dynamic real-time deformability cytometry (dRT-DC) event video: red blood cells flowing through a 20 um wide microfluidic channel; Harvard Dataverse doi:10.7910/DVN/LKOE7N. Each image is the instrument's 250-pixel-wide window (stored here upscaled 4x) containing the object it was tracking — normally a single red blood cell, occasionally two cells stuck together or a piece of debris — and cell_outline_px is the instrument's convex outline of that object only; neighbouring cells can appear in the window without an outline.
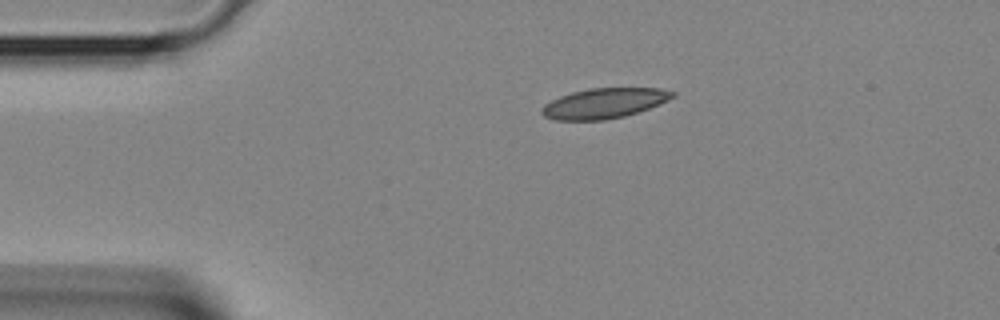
{"species": "Egyptian fruit bat (a non-hibernating species)", "species_latin": "Rousettus aegyptiacus", "temperature_condition": "room temperature", "stored_images_in_passage": 33, "camera_frame_rate_fps": 3000, "um_per_image_px": 0.085, "animal": {"sex": "female"}, "frame": {"image": 1, "passage_image": 1, "time_ms": 0.0, "image_size_px": [1000, 320], "cell_outline_px": [[676, 96], [668, 100], [648, 108], [624, 116], [604, 120], [552, 120], [544, 116], [540, 112], [540, 108], [544, 104], [560, 96], [572, 92], [588, 88], [660, 88], [676, 92]], "centroid_in_image_um": [51.32, 8.77], "position_along_channel_um": 33.7, "area_um2": 23.0}}
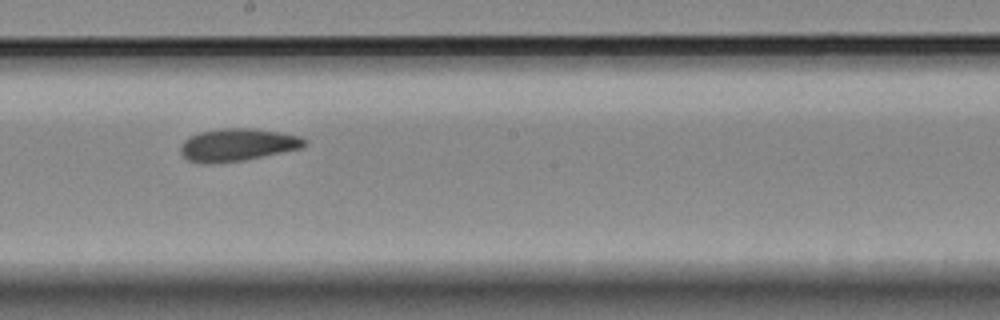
{"frame": {"image": 2, "passage_image": 15, "time_ms": 4.667, "image_size_px": [1000, 320], "cell_outline_px": [[308, 144], [304, 148], [244, 160], [208, 164], [200, 164], [188, 160], [180, 152], [180, 148], [184, 140], [200, 132], [224, 128], [252, 128], [280, 132], [300, 136], [308, 140]], "centroid_in_image_um": [20.23, 12.32], "position_along_channel_um": 228.0, "area_um2": 23.7}}
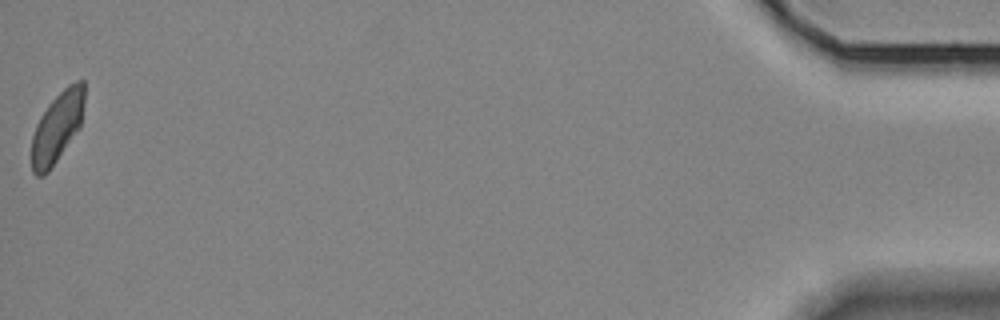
{"frame": {"image": 3, "passage_image": 33, "time_ms": 10.667, "image_size_px": [1000, 320], "cell_outline_px": [[84, 104], [80, 128], [48, 172], [44, 176], [36, 176], [32, 172], [32, 136], [36, 124], [40, 116], [48, 104], [68, 84], [76, 80], [84, 80]], "centroid_in_image_um": [4.86, 10.8], "position_along_channel_um": 430.3, "area_um2": 21.73}}